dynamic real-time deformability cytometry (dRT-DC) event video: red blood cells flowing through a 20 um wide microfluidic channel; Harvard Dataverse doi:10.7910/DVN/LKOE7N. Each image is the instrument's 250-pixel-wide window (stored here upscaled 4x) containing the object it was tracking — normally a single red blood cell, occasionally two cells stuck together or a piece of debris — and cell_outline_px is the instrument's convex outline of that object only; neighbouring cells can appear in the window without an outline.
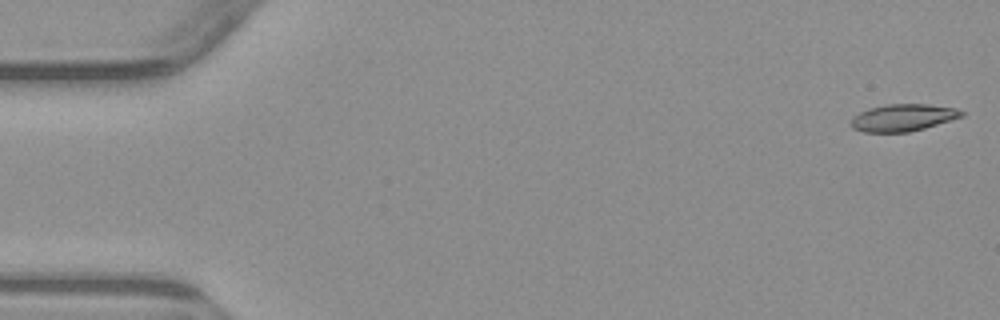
{"species": "common noctule bat (a hibernating species)", "species_latin": "Nyctalus noctula", "temperature_condition": "warm", "stored_images_in_passage": 4, "camera_frame_rate_fps": 3000, "um_per_image_px": 0.085, "animal": {"sex": "male", "body_mass_g": 23.1, "forearm_length_mm": 52.7}, "frame": {"image": 1, "passage_image": 1, "time_ms": 0.0, "image_size_px": [1000, 320], "cell_outline_px": [[964, 116], [924, 128], [908, 132], [864, 132], [852, 128], [852, 116], [868, 108], [884, 104], [928, 104], [956, 108], [964, 112]], "centroid_in_image_um": [76.75, 9.99], "position_along_channel_um": 8.3, "area_um2": 17.46}}
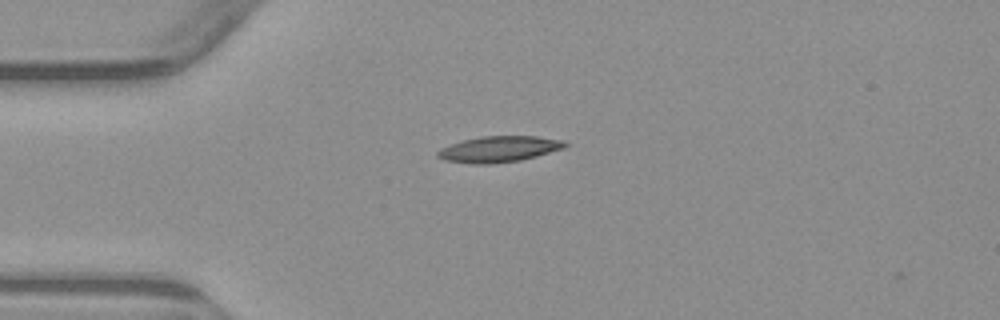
{"frame": {"image": 2, "passage_image": 4, "time_ms": 4.0, "image_size_px": [1000, 320], "cell_outline_px": [[568, 144], [564, 148], [536, 156], [520, 160], [488, 164], [472, 164], [444, 160], [436, 156], [436, 152], [440, 148], [464, 140], [480, 136], [536, 136], [564, 140]], "centroid_in_image_um": [42.4, 12.67], "position_along_channel_um": 42.6, "area_um2": 19.25}}